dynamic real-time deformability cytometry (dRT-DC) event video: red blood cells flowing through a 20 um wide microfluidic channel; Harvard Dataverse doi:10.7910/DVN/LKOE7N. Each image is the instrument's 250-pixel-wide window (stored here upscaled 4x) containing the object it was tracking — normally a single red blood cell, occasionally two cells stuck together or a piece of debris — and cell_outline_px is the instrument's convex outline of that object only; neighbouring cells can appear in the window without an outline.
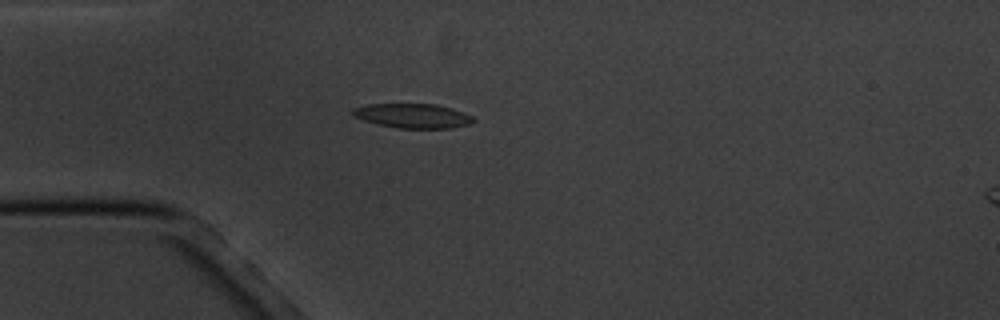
{"species": "common noctule bat (a hibernating species)", "species_latin": "Nyctalus noctula", "temperature_condition": "cold", "stored_images_in_passage": 4, "camera_frame_rate_fps": 3000, "um_per_image_px": 0.085, "animal": {"sex": "male", "body_mass_g": 20.1, "forearm_length_mm": 53.5}, "frame": {"image": 1, "passage_image": 4, "time_ms": 3.333, "image_size_px": [1000, 320], "cell_outline_px": [[476, 120], [472, 124], [452, 128], [396, 128], [364, 120], [352, 116], [352, 108], [368, 104], [436, 104], [452, 108], [464, 112], [472, 116]], "centroid_in_image_um": [35.12, 9.84], "position_along_channel_um": 49.9, "area_um2": 17.28}}